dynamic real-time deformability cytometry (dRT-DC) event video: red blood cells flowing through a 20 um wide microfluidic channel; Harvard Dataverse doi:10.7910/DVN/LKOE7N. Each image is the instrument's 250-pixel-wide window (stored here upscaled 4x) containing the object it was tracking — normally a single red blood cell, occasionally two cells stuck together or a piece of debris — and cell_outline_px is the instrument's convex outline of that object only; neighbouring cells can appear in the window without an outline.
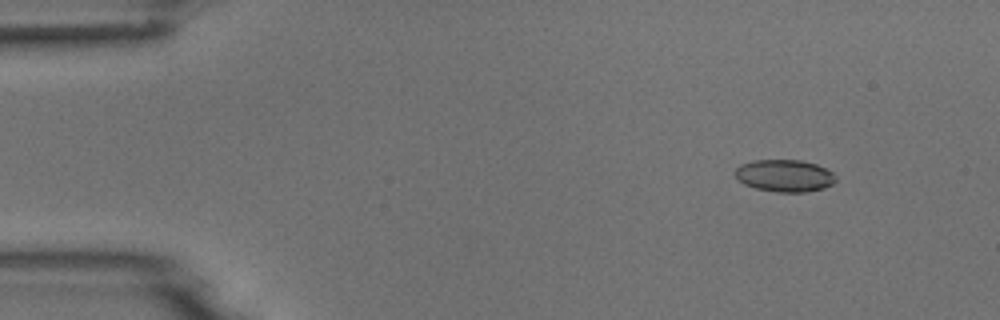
{"species": "common noctule bat (a hibernating species)", "species_latin": "Nyctalus noctula", "temperature_condition": "room temperature", "stored_images_in_passage": 5, "camera_frame_rate_fps": 3000, "um_per_image_px": 0.085, "animal": {"sex": "male", "body_mass_g": 18.8}, "frame": {"image": 1, "passage_image": 2, "time_ms": 1.333, "image_size_px": [1000, 320], "cell_outline_px": [[836, 180], [832, 184], [824, 188], [804, 192], [776, 192], [756, 188], [744, 184], [736, 180], [736, 168], [740, 164], [752, 160], [800, 160], [816, 164], [832, 172], [836, 176]], "centroid_in_image_um": [66.67, 14.93], "position_along_channel_um": 18.3, "area_um2": 18.9}}
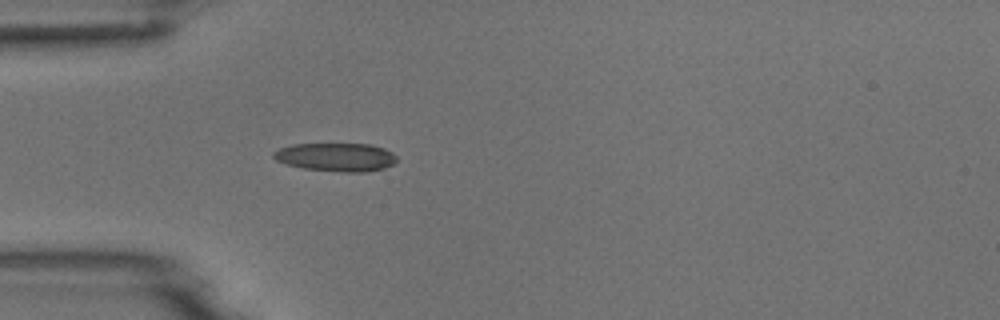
{"frame": {"image": 2, "passage_image": 5, "time_ms": 4.667, "image_size_px": [1000, 320], "cell_outline_px": [[396, 160], [392, 164], [384, 168], [368, 172], [340, 172], [304, 168], [288, 164], [276, 160], [272, 156], [272, 152], [280, 148], [292, 144], [372, 144], [384, 148], [392, 152], [396, 156]], "centroid_in_image_um": [28.57, 13.35], "position_along_channel_um": 56.4, "area_um2": 20.4}}